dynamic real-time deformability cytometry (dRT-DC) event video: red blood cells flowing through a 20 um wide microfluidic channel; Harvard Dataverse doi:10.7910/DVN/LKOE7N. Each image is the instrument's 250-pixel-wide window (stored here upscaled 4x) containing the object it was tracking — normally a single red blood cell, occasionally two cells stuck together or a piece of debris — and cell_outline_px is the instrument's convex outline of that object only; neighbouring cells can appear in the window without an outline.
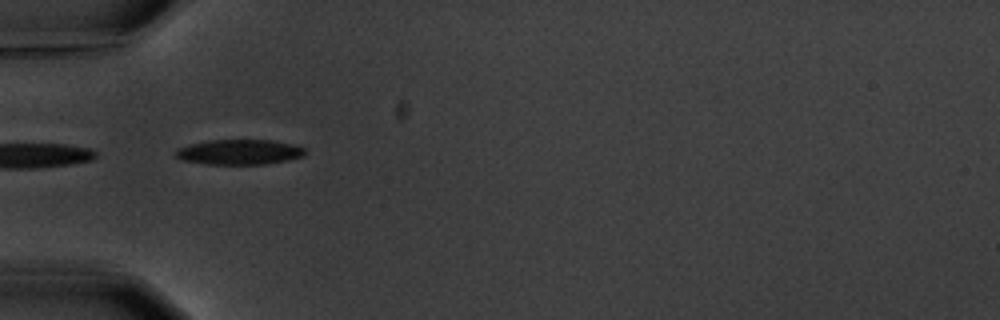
{"species": "common noctule bat (a hibernating species)", "species_latin": "Nyctalus noctula", "temperature_condition": "warm", "stored_images_in_passage": 2, "camera_frame_rate_fps": 3000, "um_per_image_px": 0.085, "animal": {"sex": "male", "body_mass_g": 20.1, "forearm_length_mm": 53.5}, "frame": {"image": 1, "passage_image": 1, "time_ms": 0.0, "image_size_px": [1000, 320], "cell_outline_px": [[304, 156], [288, 160], [264, 164], [208, 164], [184, 160], [176, 156], [176, 152], [180, 148], [192, 144], [208, 140], [272, 140], [292, 144], [304, 148]], "centroid_in_image_um": [20.39, 12.92], "position_along_channel_um": 64.6, "area_um2": 18.61}}